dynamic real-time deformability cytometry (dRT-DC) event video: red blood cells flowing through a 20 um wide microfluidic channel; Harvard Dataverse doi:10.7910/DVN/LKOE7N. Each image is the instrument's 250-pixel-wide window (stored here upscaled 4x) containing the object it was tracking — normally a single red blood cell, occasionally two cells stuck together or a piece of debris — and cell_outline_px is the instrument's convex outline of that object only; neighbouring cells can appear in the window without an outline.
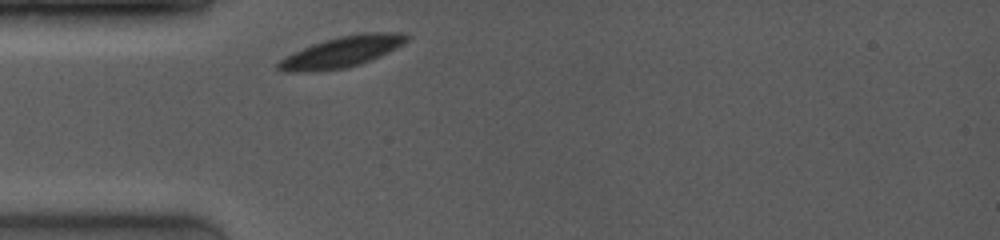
{"species": "common noctule bat (a hibernating species)", "species_latin": "Nyctalus noctula", "temperature_condition": "room temperature", "stored_images_in_passage": 28, "camera_frame_rate_fps": 4000, "um_per_image_px": 0.085, "animal": {"sex": "female", "body_mass_g": 19.0, "forearm_length_mm": 53.3}, "frame": {"image": 1, "passage_image": 1, "time_ms": 0.0, "image_size_px": [1000, 240], "cell_outline_px": [[408, 40], [404, 44], [380, 56], [360, 64], [344, 68], [316, 72], [284, 72], [276, 68], [276, 64], [284, 56], [312, 44], [324, 40], [340, 36], [364, 32], [404, 32], [408, 36]], "centroid_in_image_um": [29.04, 4.41], "position_along_channel_um": 56.0, "area_um2": 23.29}}
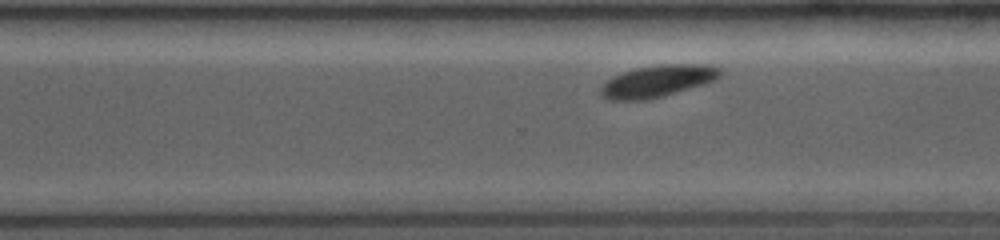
{"frame": {"image": 2, "passage_image": 21, "time_ms": 6.75, "image_size_px": [1000, 240], "cell_outline_px": [[720, 76], [716, 80], [704, 84], [660, 96], [644, 100], [608, 100], [600, 92], [600, 88], [612, 76], [636, 68], [660, 64], [708, 64], [720, 68]], "centroid_in_image_um": [55.9, 6.88], "position_along_channel_um": 314.7, "area_um2": 21.91}}
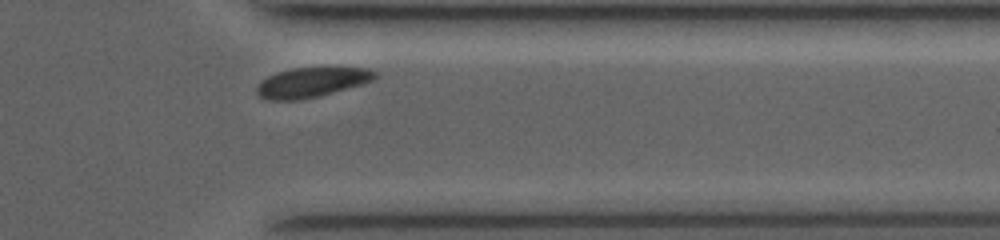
{"frame": {"image": 3, "passage_image": 26, "time_ms": 8.5, "image_size_px": [1000, 240], "cell_outline_px": [[380, 76], [372, 80], [360, 84], [320, 96], [300, 100], [268, 100], [260, 96], [256, 92], [256, 88], [260, 80], [276, 72], [292, 68], [336, 64], [368, 68], [376, 72]], "centroid_in_image_um": [26.54, 6.93], "position_along_channel_um": 384.9, "area_um2": 21.56}, "authors_computed_cell_mechanics": {"area_um2": 22.4553, "velocity_mm_per_s": 3.9163, "shape_relaxation_time_tau1_ms": 0.6291, "shape_relaxation_time_tau2_ms": 2.2694, "deformation_change_tau1": 0.0357, "deformation_change_tau2": 0.0364}}